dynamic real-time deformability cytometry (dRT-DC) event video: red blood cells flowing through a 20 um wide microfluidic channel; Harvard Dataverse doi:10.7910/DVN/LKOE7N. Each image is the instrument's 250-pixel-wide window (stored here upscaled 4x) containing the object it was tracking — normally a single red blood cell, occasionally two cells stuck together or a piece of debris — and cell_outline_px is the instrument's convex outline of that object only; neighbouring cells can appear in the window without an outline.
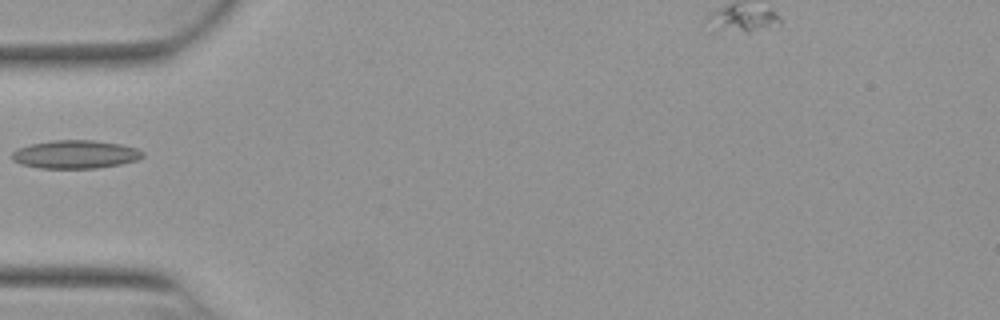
{"species": "Egyptian fruit bat (a non-hibernating species)", "species_latin": "Rousettus aegyptiacus", "temperature_condition": "warm", "stored_images_in_passage": 8, "camera_frame_rate_fps": 3000, "um_per_image_px": 0.085, "animal": {"sex": "female"}, "frame": {"image": 1, "passage_image": 1, "time_ms": 0.0, "image_size_px": [1000, 320], "cell_outline_px": [[144, 156], [136, 160], [120, 164], [96, 168], [40, 168], [20, 164], [12, 160], [12, 152], [16, 148], [32, 144], [52, 140], [92, 140], [120, 144], [136, 148], [144, 152]], "centroid_in_image_um": [6.38, 13.12], "position_along_channel_um": 78.6, "area_um2": 21.5}}
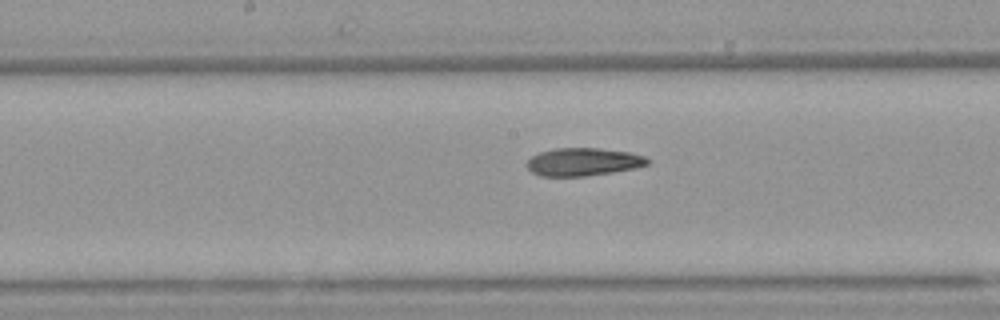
{"frame": {"image": 2, "passage_image": 7, "time_ms": 2.0, "image_size_px": [1000, 320], "cell_outline_px": [[648, 164], [636, 168], [612, 172], [584, 176], [540, 176], [532, 172], [524, 164], [532, 156], [540, 152], [556, 148], [600, 148], [628, 152], [644, 156], [648, 160]], "centroid_in_image_um": [49.54, 13.76], "position_along_channel_um": 198.7, "area_um2": 19.54}}